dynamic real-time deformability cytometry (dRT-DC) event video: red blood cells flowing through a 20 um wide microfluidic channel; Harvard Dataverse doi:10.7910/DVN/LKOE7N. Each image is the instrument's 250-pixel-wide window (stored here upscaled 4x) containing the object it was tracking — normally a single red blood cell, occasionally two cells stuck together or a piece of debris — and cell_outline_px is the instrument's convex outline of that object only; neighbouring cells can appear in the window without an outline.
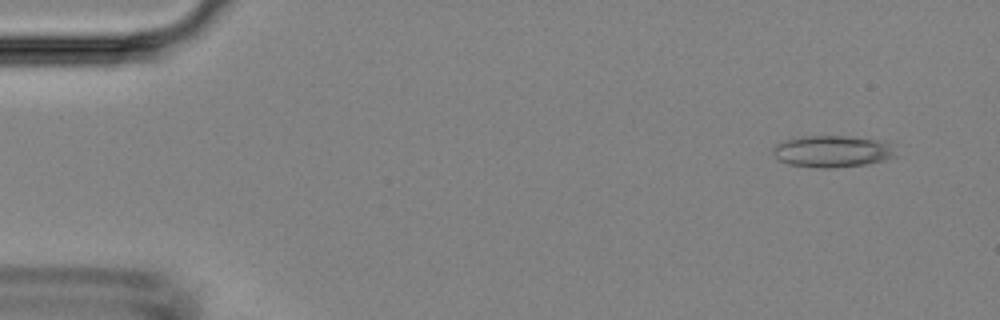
{"species": "Egyptian fruit bat (a non-hibernating species)", "species_latin": "Rousettus aegyptiacus", "temperature_condition": "room temperature", "stored_images_in_passage": 4, "camera_frame_rate_fps": 3000, "um_per_image_px": 0.085, "animal": {"sex": "female"}, "frame": {"image": 1, "passage_image": 1, "time_ms": 0.0, "image_size_px": [1000, 320], "cell_outline_px": [[896, 156], [884, 160], [868, 164], [832, 168], [816, 168], [788, 164], [776, 160], [772, 152], [772, 148], [776, 144], [784, 140], [800, 136], [852, 136], [880, 140], [896, 144]], "centroid_in_image_um": [70.77, 12.86], "position_along_channel_um": 14.2, "area_um2": 23.35}}